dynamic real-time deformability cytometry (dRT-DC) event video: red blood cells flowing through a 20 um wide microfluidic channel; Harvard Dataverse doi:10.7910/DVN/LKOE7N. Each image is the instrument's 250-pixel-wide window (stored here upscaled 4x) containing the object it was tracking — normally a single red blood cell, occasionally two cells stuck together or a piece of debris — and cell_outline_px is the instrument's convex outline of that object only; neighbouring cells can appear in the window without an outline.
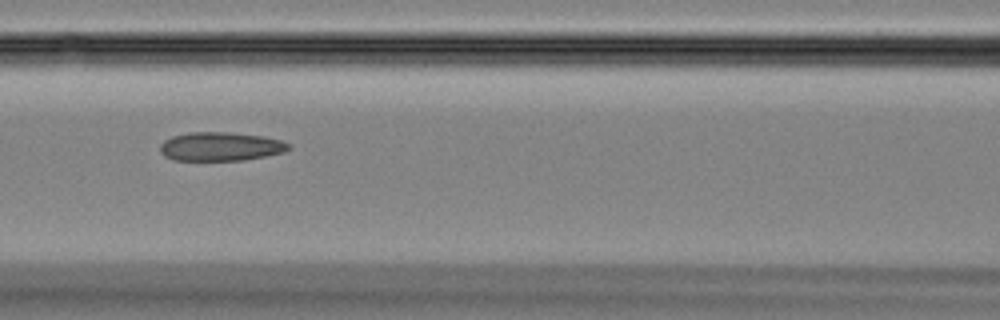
{"species": "Egyptian fruit bat (a non-hibernating species)", "species_latin": "Rousettus aegyptiacus", "temperature_condition": "room temperature", "stored_images_in_passage": 43, "camera_frame_rate_fps": 3000, "um_per_image_px": 0.085, "animal": {"sex": "female"}, "frame": {"image": 1, "passage_image": 19, "time_ms": 6.0, "image_size_px": [1000, 320], "cell_outline_px": [[292, 148], [284, 152], [244, 160], [172, 160], [164, 156], [160, 152], [160, 144], [164, 140], [172, 136], [188, 132], [228, 132], [264, 136], [280, 140], [292, 144]], "centroid_in_image_um": [18.75, 12.45], "position_along_channel_um": 147.9, "area_um2": 21.73}}
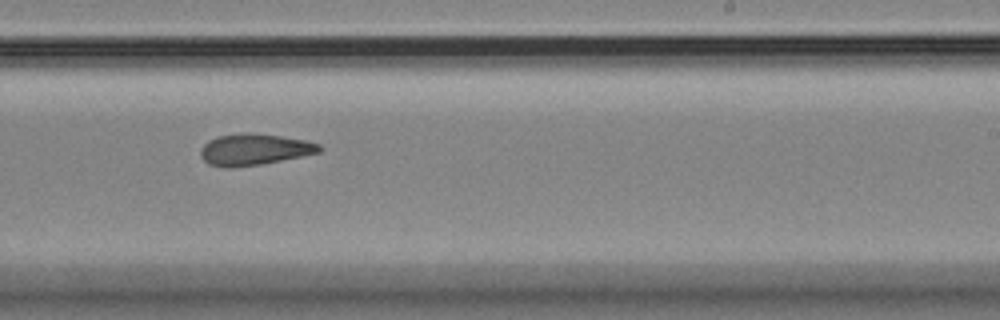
{"frame": {"image": 2, "passage_image": 27, "time_ms": 8.667, "image_size_px": [1000, 320], "cell_outline_px": [[324, 148], [320, 152], [260, 164], [232, 168], [224, 168], [208, 164], [200, 156], [200, 148], [208, 140], [216, 136], [240, 132], [248, 132], [280, 136], [304, 140], [320, 144]], "centroid_in_image_um": [21.56, 12.7], "position_along_channel_um": 267.4, "area_um2": 21.85}}
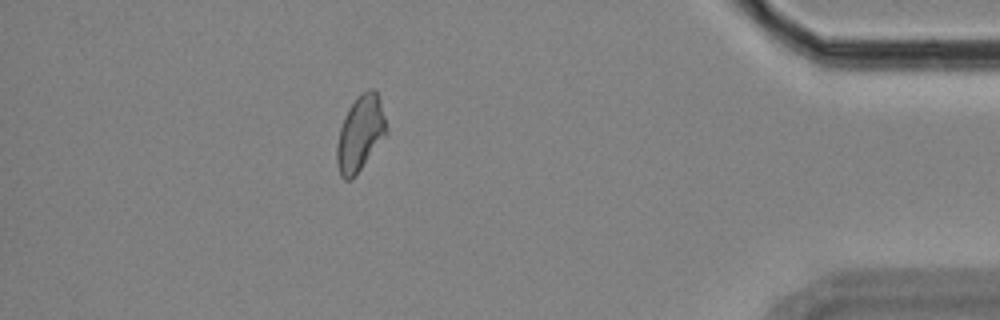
{"frame": {"image": 3, "passage_image": 39, "time_ms": 12.667, "image_size_px": [1000, 320], "cell_outline_px": [[388, 132], [356, 176], [352, 180], [344, 180], [340, 176], [336, 164], [336, 144], [340, 128], [344, 116], [348, 108], [356, 96], [360, 92], [368, 88], [372, 88], [376, 92], [380, 100], [388, 128]], "centroid_in_image_um": [30.6, 11.35], "position_along_channel_um": 404.6, "area_um2": 22.2}}